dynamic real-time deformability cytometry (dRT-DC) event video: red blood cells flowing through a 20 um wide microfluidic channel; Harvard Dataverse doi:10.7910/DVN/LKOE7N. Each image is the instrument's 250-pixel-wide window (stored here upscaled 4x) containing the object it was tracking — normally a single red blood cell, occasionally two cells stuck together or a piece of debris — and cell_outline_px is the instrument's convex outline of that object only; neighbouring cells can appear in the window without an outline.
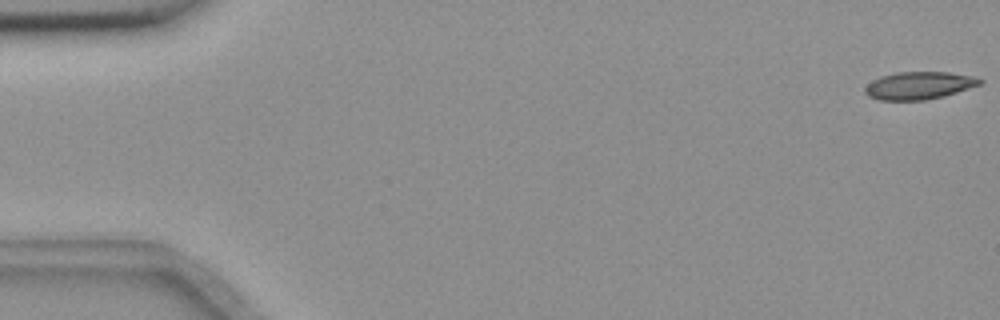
{"species": "common noctule bat (a hibernating species)", "species_latin": "Nyctalus noctula", "temperature_condition": "room temperature", "stored_images_in_passage": 55, "camera_frame_rate_fps": 3000, "um_per_image_px": 0.085, "animal": {"sex": "female", "body_mass_g": 18.4}, "frame": {"image": 1, "passage_image": 1, "time_ms": 0.0, "image_size_px": [1000, 320], "cell_outline_px": [[984, 80], [980, 84], [944, 96], [924, 100], [880, 100], [868, 96], [864, 92], [864, 88], [872, 80], [880, 76], [896, 72], [948, 72], [972, 76]], "centroid_in_image_um": [78.07, 7.26], "position_along_channel_um": 6.9, "area_um2": 18.38}}
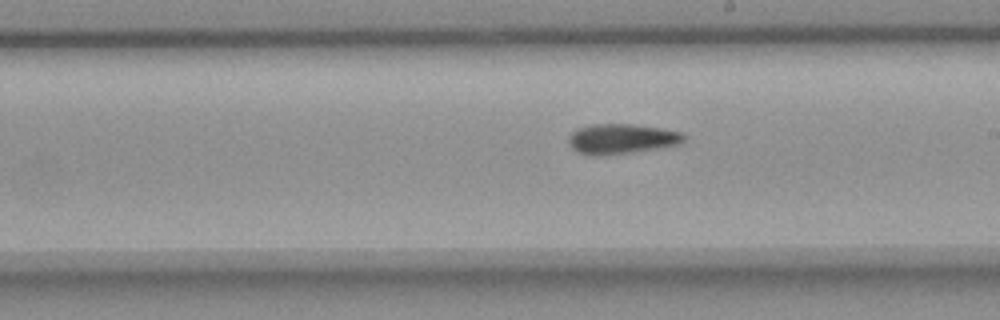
{"frame": {"image": 2, "passage_image": 32, "time_ms": 10.333, "image_size_px": [1000, 320], "cell_outline_px": [[688, 136], [680, 144], [632, 152], [596, 156], [592, 156], [576, 152], [568, 144], [568, 136], [576, 128], [592, 124], [632, 124], [660, 128], [684, 132]], "centroid_in_image_um": [52.81, 11.8], "position_along_channel_um": 236.2, "area_um2": 20.4}}
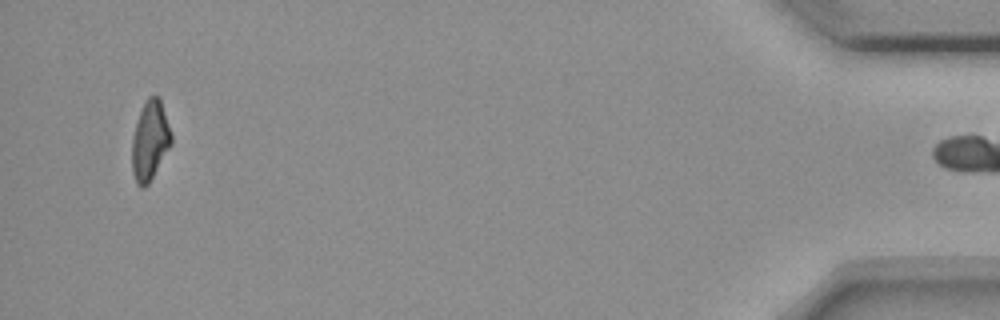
{"frame": {"image": 3, "passage_image": 54, "time_ms": 17.667, "image_size_px": [1000, 320], "cell_outline_px": [[172, 144], [148, 184], [144, 188], [136, 184], [132, 172], [132, 136], [144, 100], [148, 96], [160, 96], [172, 132]], "centroid_in_image_um": [12.76, 11.92], "position_along_channel_um": 422.4, "area_um2": 18.44}}